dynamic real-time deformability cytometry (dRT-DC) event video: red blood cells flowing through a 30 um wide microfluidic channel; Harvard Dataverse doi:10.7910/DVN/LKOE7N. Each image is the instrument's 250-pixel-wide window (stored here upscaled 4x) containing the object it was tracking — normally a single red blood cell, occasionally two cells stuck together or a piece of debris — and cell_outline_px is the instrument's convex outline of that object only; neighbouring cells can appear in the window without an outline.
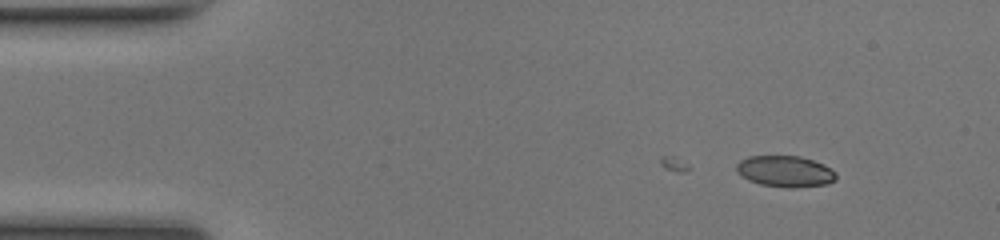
{"species": "common noctule bat (a hibernating species)", "species_latin": "Nyctalus noctula", "temperature_condition": "room temperature", "stored_images_in_passage": 2, "camera_frame_rate_fps": 3000, "um_per_image_px": 0.085, "animal": {"sex": "female", "body_mass_g": 17.0, "forearm_length_mm": 48.0}, "frame": {"image": 1, "passage_image": 2, "time_ms": 0.333, "image_size_px": [1000, 240], "cell_outline_px": [[836, 180], [828, 184], [792, 188], [788, 188], [760, 184], [748, 180], [736, 172], [736, 164], [740, 160], [748, 156], [800, 156], [824, 164], [836, 172]], "centroid_in_image_um": [66.74, 14.57], "position_along_channel_um": 18.3, "area_um2": 18.26}}